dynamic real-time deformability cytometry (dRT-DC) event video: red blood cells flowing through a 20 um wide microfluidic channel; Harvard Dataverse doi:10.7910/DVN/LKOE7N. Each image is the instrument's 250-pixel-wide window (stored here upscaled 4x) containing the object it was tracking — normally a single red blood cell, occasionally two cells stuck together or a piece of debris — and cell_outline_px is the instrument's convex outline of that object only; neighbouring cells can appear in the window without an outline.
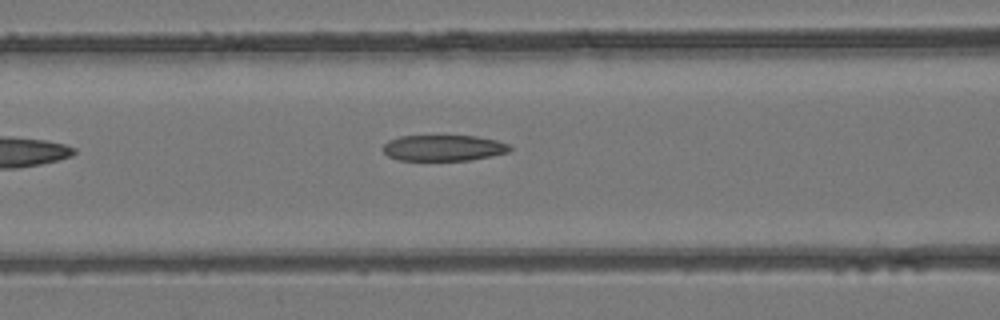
{"species": "common noctule bat (a hibernating species)", "species_latin": "Nyctalus noctula", "temperature_condition": "room temperature", "stored_images_in_passage": 6, "camera_frame_rate_fps": 3000, "um_per_image_px": 0.085, "animal": {"sex": "female", "body_mass_g": 24.6, "forearm_length_mm": 56.2}, "frame": {"image": 1, "passage_image": 6, "time_ms": 1.667, "image_size_px": [1000, 320], "cell_outline_px": [[512, 148], [508, 152], [492, 156], [468, 160], [400, 160], [388, 156], [384, 152], [384, 144], [388, 140], [400, 136], [476, 136], [496, 140], [508, 144]], "centroid_in_image_um": [37.7, 12.57], "position_along_channel_um": 128.9, "area_um2": 19.07}}